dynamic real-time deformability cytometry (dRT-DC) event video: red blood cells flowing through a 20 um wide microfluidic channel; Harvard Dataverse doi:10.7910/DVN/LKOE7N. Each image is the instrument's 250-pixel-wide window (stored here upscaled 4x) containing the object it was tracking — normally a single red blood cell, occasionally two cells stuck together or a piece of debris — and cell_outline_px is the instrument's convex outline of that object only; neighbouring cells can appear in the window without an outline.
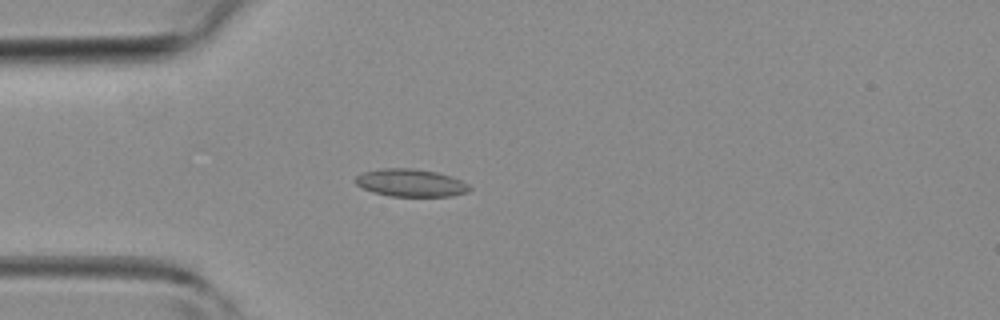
{"species": "common noctule bat (a hibernating species)", "species_latin": "Nyctalus noctula", "temperature_condition": "room temperature", "stored_images_in_passage": 3, "camera_frame_rate_fps": 3000, "um_per_image_px": 0.085, "animal": {"sex": "female", "body_mass_g": 19.3, "forearm_length_mm": 54.1}, "frame": {"image": 1, "passage_image": 3, "time_ms": 2.333, "image_size_px": [1000, 320], "cell_outline_px": [[472, 188], [468, 192], [452, 196], [388, 196], [372, 192], [356, 184], [356, 176], [364, 172], [384, 168], [412, 168], [436, 172], [452, 176], [468, 184]], "centroid_in_image_um": [34.94, 15.54], "position_along_channel_um": 50.1, "area_um2": 18.32}}